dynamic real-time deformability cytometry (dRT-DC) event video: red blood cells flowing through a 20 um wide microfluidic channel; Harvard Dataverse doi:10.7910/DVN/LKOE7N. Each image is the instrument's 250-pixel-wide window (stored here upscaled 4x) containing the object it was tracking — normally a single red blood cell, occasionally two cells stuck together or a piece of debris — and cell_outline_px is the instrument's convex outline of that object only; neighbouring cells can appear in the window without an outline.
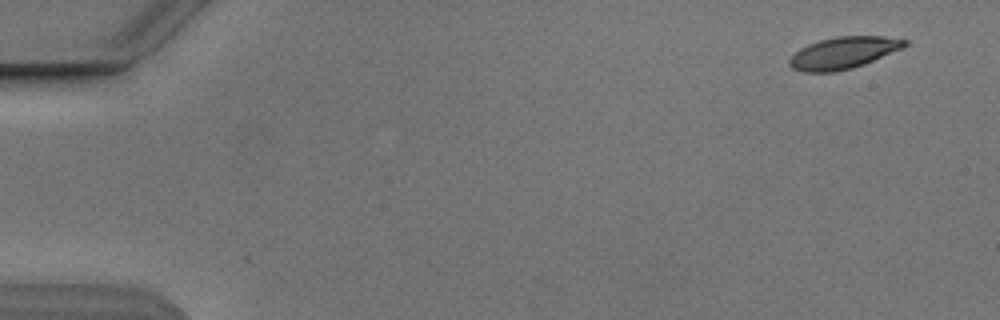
{"species": "Egyptian fruit bat (a non-hibernating species)", "species_latin": "Rousettus aegyptiacus", "temperature_condition": "cold", "stored_images_in_passage": 6, "camera_frame_rate_fps": 3000, "um_per_image_px": 0.085, "animal": {"sex": "male"}, "frame": {"image": 1, "passage_image": 1, "time_ms": 0.0, "image_size_px": [1000, 320], "cell_outline_px": [[908, 44], [900, 48], [864, 64], [852, 68], [832, 72], [804, 72], [792, 68], [788, 64], [788, 60], [800, 48], [808, 44], [820, 40], [836, 36], [884, 36], [908, 40]], "centroid_in_image_um": [71.65, 4.49], "position_along_channel_um": 13.4, "area_um2": 21.15}}
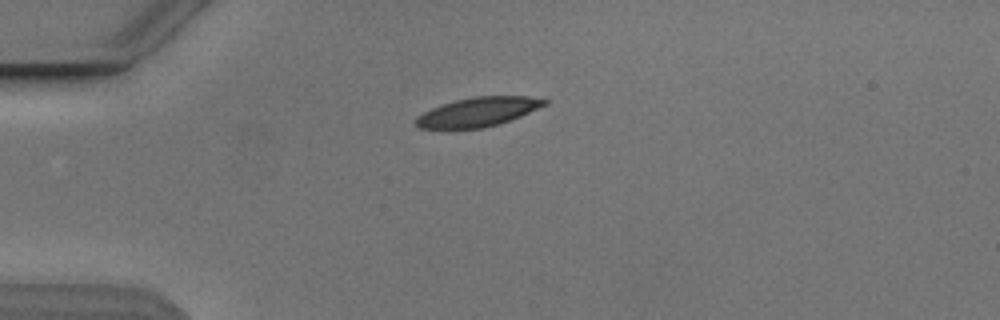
{"frame": {"image": 2, "passage_image": 4, "time_ms": 3.667, "image_size_px": [1000, 320], "cell_outline_px": [[548, 104], [520, 116], [500, 124], [484, 128], [420, 128], [416, 124], [416, 116], [432, 108], [456, 100], [472, 96], [528, 96], [548, 100]], "centroid_in_image_um": [40.67, 9.51], "position_along_channel_um": 44.3, "area_um2": 21.68}}
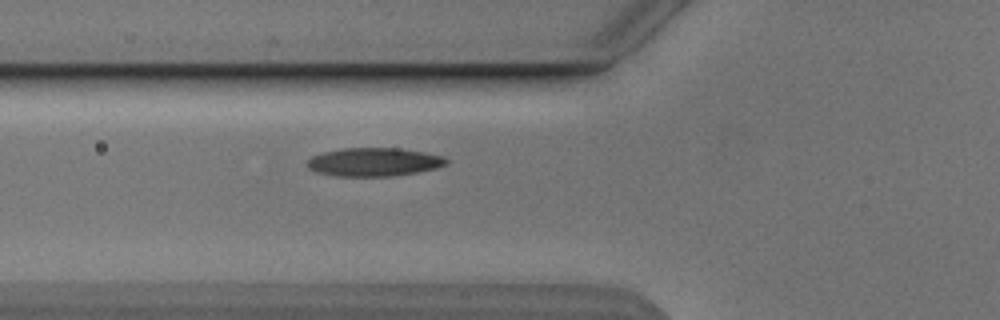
{"frame": {"image": 3, "passage_image": 6, "time_ms": 5.667, "image_size_px": [1000, 320], "cell_outline_px": [[448, 164], [436, 168], [416, 172], [392, 176], [336, 176], [316, 172], [308, 168], [308, 160], [312, 156], [324, 152], [344, 148], [400, 148], [424, 152], [444, 156], [448, 160]], "centroid_in_image_um": [31.81, 13.77], "position_along_channel_um": 94.0, "area_um2": 23.0}}